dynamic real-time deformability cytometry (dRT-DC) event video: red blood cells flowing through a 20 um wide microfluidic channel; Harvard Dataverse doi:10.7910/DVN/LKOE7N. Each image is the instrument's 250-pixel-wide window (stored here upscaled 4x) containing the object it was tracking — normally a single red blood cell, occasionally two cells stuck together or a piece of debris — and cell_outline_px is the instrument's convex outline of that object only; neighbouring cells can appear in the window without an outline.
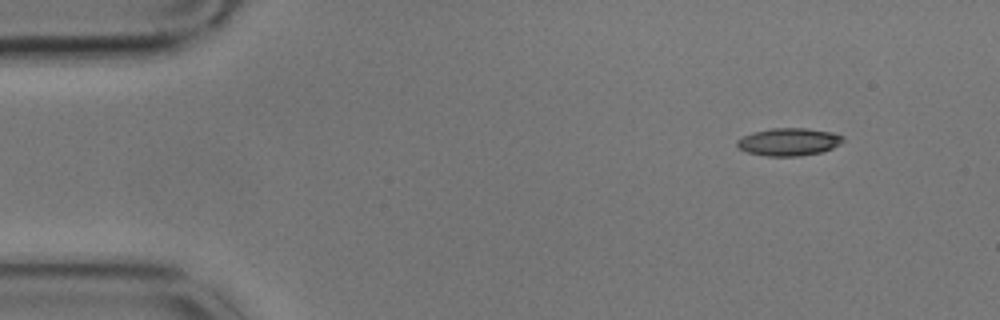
{"species": "common noctule bat (a hibernating species)", "species_latin": "Nyctalus noctula", "temperature_condition": "cold", "stored_images_in_passage": 4, "camera_frame_rate_fps": 3000, "um_per_image_px": 0.085, "animal": {"sex": "male", "body_mass_g": 17.9}, "frame": {"image": 1, "passage_image": 1, "time_ms": 0.0, "image_size_px": [1000, 320], "cell_outline_px": [[844, 140], [840, 144], [832, 148], [820, 152], [800, 156], [768, 156], [748, 152], [740, 148], [736, 144], [736, 140], [752, 132], [772, 128], [808, 128], [832, 132], [844, 136]], "centroid_in_image_um": [67.07, 12.05], "position_along_channel_um": 17.9, "area_um2": 17.05}}
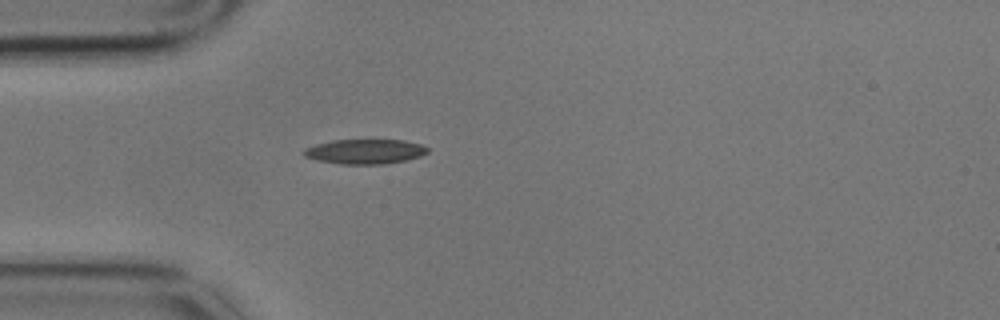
{"frame": {"image": 2, "passage_image": 4, "time_ms": 1.0, "image_size_px": [1000, 320], "cell_outline_px": [[428, 152], [420, 156], [404, 160], [384, 164], [340, 164], [316, 160], [304, 156], [304, 148], [316, 144], [332, 140], [404, 140], [420, 144], [428, 148]], "centroid_in_image_um": [31.0, 12.88], "position_along_channel_um": 54.0, "area_um2": 17.74}}